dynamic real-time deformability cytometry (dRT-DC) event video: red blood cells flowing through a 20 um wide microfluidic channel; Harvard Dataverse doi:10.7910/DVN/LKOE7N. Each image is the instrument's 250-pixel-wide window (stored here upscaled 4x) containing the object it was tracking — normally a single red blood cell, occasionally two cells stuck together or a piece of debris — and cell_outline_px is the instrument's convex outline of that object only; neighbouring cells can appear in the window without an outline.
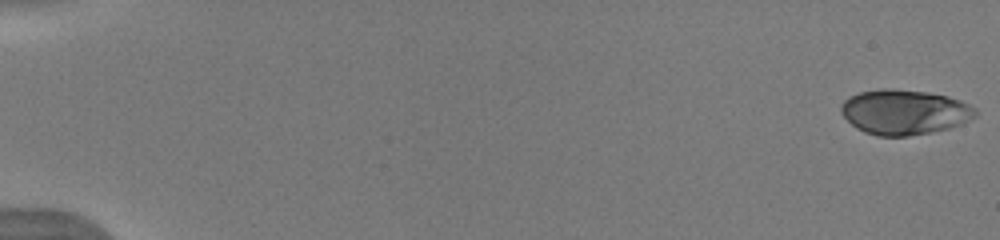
{"species": "human", "species_latin": "Homo sapiens", "temperature_condition": "warm", "stored_images_in_passage": 37, "camera_frame_rate_fps": 3000, "um_per_image_px": 0.085, "donor": {"sex": "male"}, "frame": {"image": 1, "passage_image": 1, "time_ms": 0.0, "image_size_px": [1000, 240], "cell_outline_px": [[976, 116], [960, 124], [948, 128], [908, 136], [880, 136], [864, 132], [856, 128], [840, 112], [840, 104], [848, 96], [860, 92], [884, 88], [892, 88], [928, 92], [948, 96], [960, 100], [976, 108]], "centroid_in_image_um": [76.84, 9.51], "position_along_channel_um": 8.2, "area_um2": 35.2}}
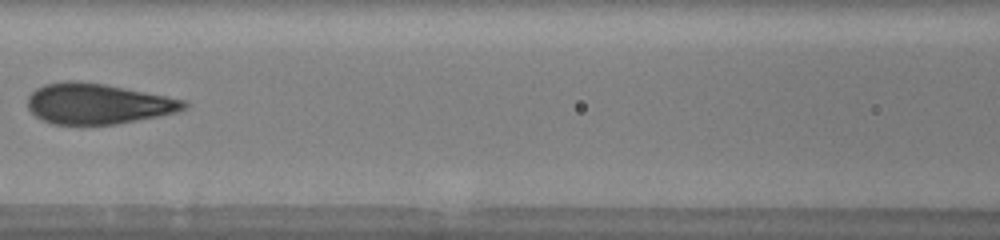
{"frame": {"image": 2, "passage_image": 19, "time_ms": 6.0, "image_size_px": [1000, 240], "cell_outline_px": [[188, 104], [184, 108], [176, 112], [160, 116], [116, 124], [52, 124], [36, 116], [28, 108], [28, 96], [36, 88], [44, 84], [64, 80], [76, 80], [104, 84], [184, 100]], "centroid_in_image_um": [8.26, 8.81], "position_along_channel_um": 158.3, "area_um2": 36.65}}
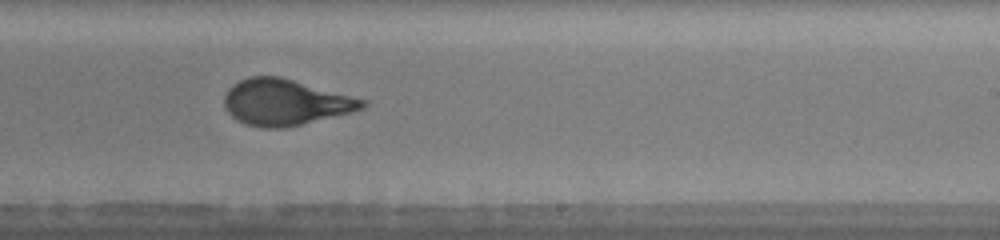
{"frame": {"image": 3, "passage_image": 25, "time_ms": 8.0, "image_size_px": [1000, 240], "cell_outline_px": [[368, 104], [364, 108], [352, 112], [284, 128], [260, 128], [236, 120], [224, 108], [224, 96], [228, 88], [232, 84], [248, 76], [280, 76], [368, 100]], "centroid_in_image_um": [24.24, 8.68], "position_along_channel_um": 264.8, "area_um2": 37.22}}